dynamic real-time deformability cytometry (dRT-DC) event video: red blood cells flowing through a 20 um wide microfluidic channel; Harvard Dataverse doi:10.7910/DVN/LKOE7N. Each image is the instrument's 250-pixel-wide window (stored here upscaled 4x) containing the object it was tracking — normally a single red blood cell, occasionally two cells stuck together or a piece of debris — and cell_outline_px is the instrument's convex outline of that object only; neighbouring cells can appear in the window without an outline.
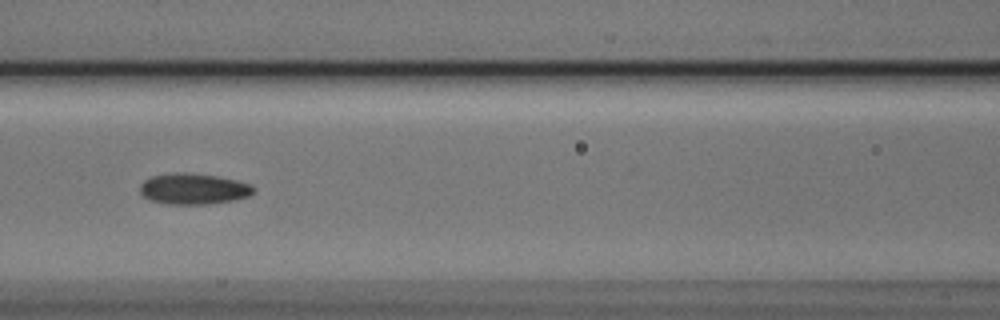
{"species": "Egyptian fruit bat (a non-hibernating species)", "species_latin": "Rousettus aegyptiacus", "temperature_condition": "cold", "stored_images_in_passage": 4, "camera_frame_rate_fps": 3000, "um_per_image_px": 0.085, "animal": {"sex": "male"}, "frame": {"image": 1, "passage_image": 3, "time_ms": 0.667, "image_size_px": [1000, 320], "cell_outline_px": [[256, 192], [248, 196], [236, 200], [208, 204], [168, 204], [152, 200], [144, 196], [140, 192], [140, 184], [144, 180], [152, 176], [176, 172], [188, 172], [216, 176], [236, 180], [252, 184], [256, 188]], "centroid_in_image_um": [16.49, 16.05], "position_along_channel_um": 150.1, "area_um2": 20.63}}
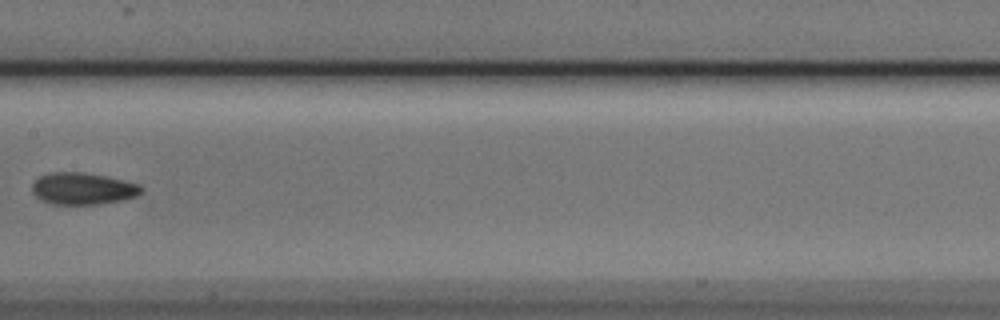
{"frame": {"image": 2, "passage_image": 4, "time_ms": 1.0, "image_size_px": [1000, 320], "cell_outline_px": [[144, 188], [136, 196], [124, 200], [96, 204], [52, 204], [40, 200], [32, 192], [32, 184], [40, 176], [52, 172], [84, 172], [108, 176], [140, 184]], "centroid_in_image_um": [7.05, 16.03], "position_along_channel_um": 200.3, "area_um2": 20.4}}